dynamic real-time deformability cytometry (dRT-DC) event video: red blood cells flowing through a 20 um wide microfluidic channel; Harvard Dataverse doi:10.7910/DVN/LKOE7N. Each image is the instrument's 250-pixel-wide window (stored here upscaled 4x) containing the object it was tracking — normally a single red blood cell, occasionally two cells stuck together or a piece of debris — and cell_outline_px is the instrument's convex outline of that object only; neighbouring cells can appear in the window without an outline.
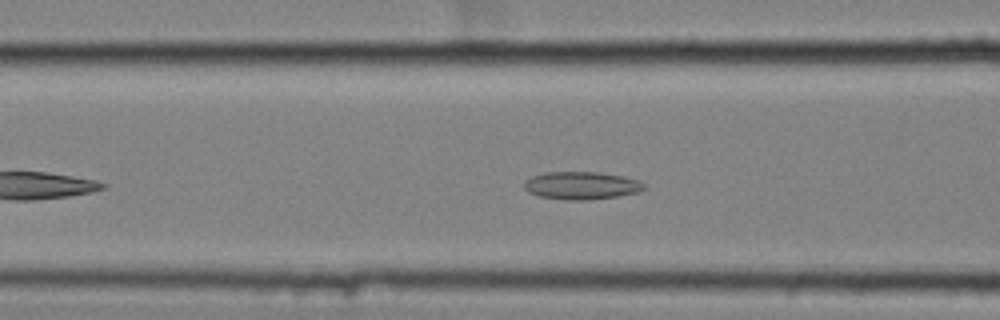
{"species": "common noctule bat (a hibernating species)", "species_latin": "Nyctalus noctula", "temperature_condition": "cold", "stored_images_in_passage": 45, "camera_frame_rate_fps": 3000, "um_per_image_px": 0.085, "animal": {"sex": "female", "body_mass_g": 25.1}, "frame": {"image": 1, "passage_image": 11, "time_ms": 3.333, "image_size_px": [1000, 320], "cell_outline_px": [[648, 188], [636, 192], [616, 196], [588, 200], [564, 200], [540, 196], [528, 192], [524, 188], [524, 180], [532, 176], [544, 172], [596, 172], [624, 176], [640, 180]], "centroid_in_image_um": [49.41, 15.76], "position_along_channel_um": 117.2, "area_um2": 19.48}}
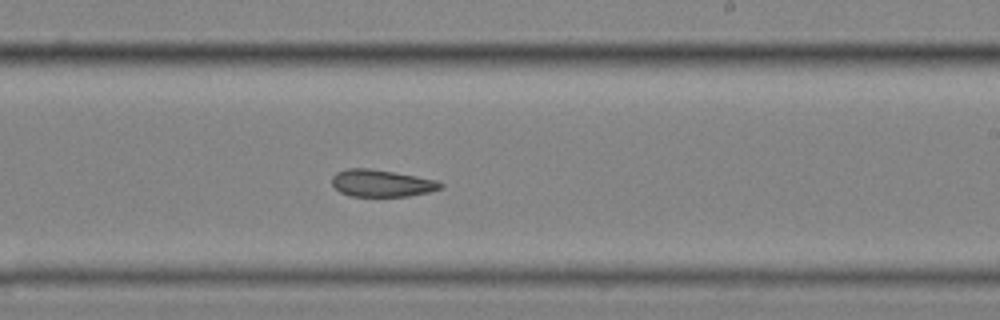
{"frame": {"image": 2, "passage_image": 23, "time_ms": 7.333, "image_size_px": [1000, 320], "cell_outline_px": [[444, 188], [428, 192], [408, 196], [352, 196], [340, 192], [332, 184], [332, 176], [336, 172], [344, 168], [372, 168], [416, 176], [436, 180], [444, 184]], "centroid_in_image_um": [32.43, 15.56], "position_along_channel_um": 256.6, "area_um2": 17.22}}
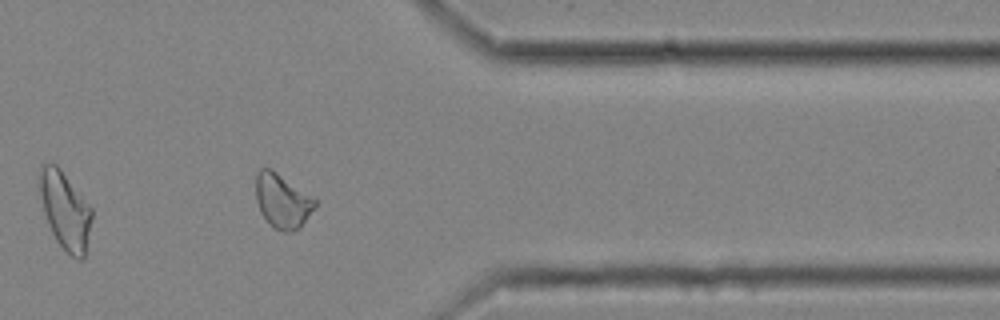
{"frame": {"image": 3, "passage_image": 35, "time_ms": 11.333, "image_size_px": [1000, 320], "cell_outline_px": [[316, 204], [300, 228], [292, 232], [280, 232], [260, 212], [256, 200], [256, 172], [260, 168], [272, 168], [316, 200]], "centroid_in_image_um": [23.97, 17.07], "position_along_channel_um": 387.4, "area_um2": 18.44}, "authors_computed_cell_mechanics": {"area_um2": 18.4382, "velocity_mm_per_s": 3.489, "shape_relaxation_time_tau1_ms": null, "shape_relaxation_time_tau2_ms": 8.0642, "deformation_change_tau1": null, "deformation_change_tau2": 0.1433}}